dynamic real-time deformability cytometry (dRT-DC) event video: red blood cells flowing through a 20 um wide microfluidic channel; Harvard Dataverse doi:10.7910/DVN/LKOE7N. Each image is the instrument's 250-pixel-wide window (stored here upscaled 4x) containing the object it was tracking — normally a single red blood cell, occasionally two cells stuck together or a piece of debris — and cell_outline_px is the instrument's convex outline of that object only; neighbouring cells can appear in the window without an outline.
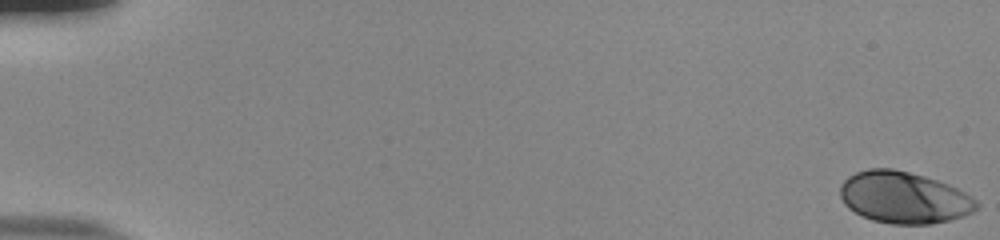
{"species": "human", "species_latin": "Homo sapiens", "temperature_condition": "room temperature", "stored_images_in_passage": 55, "camera_frame_rate_fps": 3000, "um_per_image_px": 0.085, "donor": {"sex": "male"}, "frame": {"image": 1, "passage_image": 1, "time_ms": 0.0, "image_size_px": [1000, 240], "cell_outline_px": [[980, 204], [972, 212], [964, 216], [932, 224], [892, 224], [872, 220], [848, 208], [844, 204], [840, 196], [840, 184], [848, 176], [856, 172], [868, 168], [892, 168], [924, 176], [948, 184], [972, 196]], "centroid_in_image_um": [76.82, 16.79], "position_along_channel_um": 8.2, "area_um2": 41.1}}
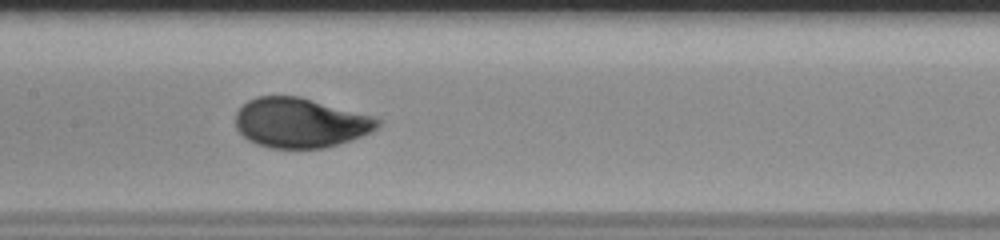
{"frame": {"image": 2, "passage_image": 29, "time_ms": 9.333, "image_size_px": [1000, 240], "cell_outline_px": [[380, 128], [372, 132], [352, 140], [324, 148], [272, 148], [256, 144], [248, 140], [236, 128], [236, 112], [248, 100], [256, 96], [300, 96], [372, 116], [380, 120]], "centroid_in_image_um": [25.54, 10.44], "position_along_channel_um": 181.9, "area_um2": 41.27}}
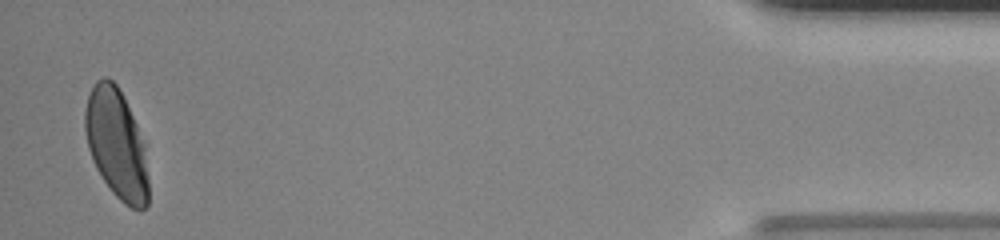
{"frame": {"image": 3, "passage_image": 54, "time_ms": 17.667, "image_size_px": [1000, 240], "cell_outline_px": [[148, 204], [144, 208], [132, 208], [124, 204], [112, 192], [96, 168], [92, 160], [88, 148], [84, 128], [84, 108], [88, 96], [96, 80], [104, 76], [108, 76], [116, 84], [136, 124], [144, 144], [148, 180]], "centroid_in_image_um": [9.87, 12.23], "position_along_channel_um": 425.3, "area_um2": 40.23}, "authors_computed_cell_mechanics": {"area_um2": 40.5178, "velocity_mm_per_s": 3.8214, "shape_relaxation_time_tau1_ms": 3.4952, "shape_relaxation_time_tau2_ms": null, "deformation_change_tau1": 0.1621, "deformation_change_tau2": null}}